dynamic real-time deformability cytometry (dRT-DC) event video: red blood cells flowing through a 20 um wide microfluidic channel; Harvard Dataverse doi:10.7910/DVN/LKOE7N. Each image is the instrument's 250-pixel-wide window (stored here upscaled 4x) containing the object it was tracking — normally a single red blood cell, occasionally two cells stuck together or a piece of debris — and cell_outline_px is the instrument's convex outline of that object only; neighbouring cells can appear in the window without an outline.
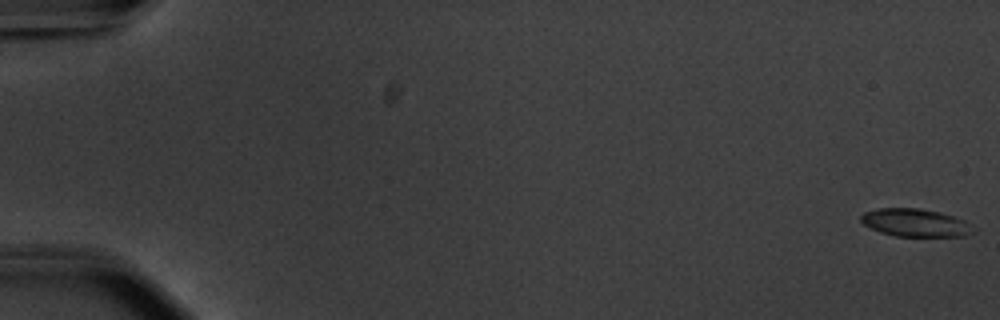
{"species": "common noctule bat (a hibernating species)", "species_latin": "Nyctalus noctula", "temperature_condition": "warm", "stored_images_in_passage": 56, "camera_frame_rate_fps": 3000, "um_per_image_px": 0.085, "animal": {"sex": "male", "body_mass_g": 20.1, "forearm_length_mm": 53.5}, "frame": {"image": 1, "passage_image": 1, "time_ms": 0.0, "image_size_px": [1000, 320], "cell_outline_px": [[976, 232], [964, 236], [896, 236], [880, 232], [864, 224], [860, 220], [860, 216], [864, 212], [876, 208], [920, 208], [940, 212], [964, 220], [976, 228]], "centroid_in_image_um": [77.83, 18.93], "position_along_channel_um": 7.2, "area_um2": 18.32}}
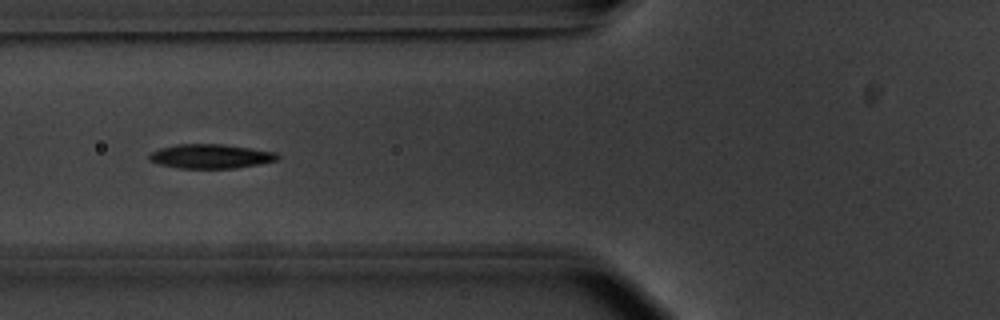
{"frame": {"image": 2, "passage_image": 23, "time_ms": 7.333, "image_size_px": [1000, 320], "cell_outline_px": [[280, 156], [276, 160], [236, 168], [180, 168], [160, 164], [148, 160], [148, 156], [152, 152], [160, 148], [176, 144], [224, 144], [276, 152]], "centroid_in_image_um": [17.88, 13.27], "position_along_channel_um": 107.9, "area_um2": 17.98}}
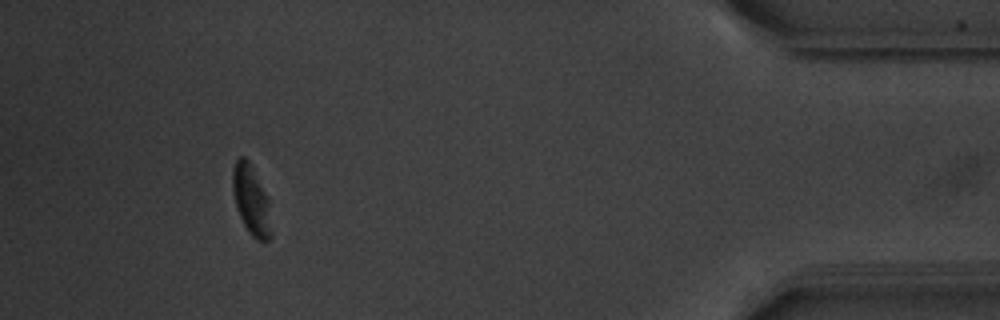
{"frame": {"image": 3, "passage_image": 52, "time_ms": 17.0, "image_size_px": [1000, 320], "cell_outline_px": [[272, 236], [268, 240], [256, 240], [248, 232], [236, 208], [232, 188], [232, 168], [236, 160], [240, 156], [244, 156], [248, 160], [268, 196], [272, 232]], "centroid_in_image_um": [21.35, 17.02], "position_along_channel_um": 413.8, "area_um2": 15.84}, "authors_computed_cell_mechanics": {"area_um2": 18.2359, "velocity_mm_per_s": 3.715, "shape_relaxation_time_tau1_ms": 2.2155, "shape_relaxation_time_tau2_ms": 8.2809, "deformation_change_tau1": 0.1219, "deformation_change_tau2": 0.1741}}